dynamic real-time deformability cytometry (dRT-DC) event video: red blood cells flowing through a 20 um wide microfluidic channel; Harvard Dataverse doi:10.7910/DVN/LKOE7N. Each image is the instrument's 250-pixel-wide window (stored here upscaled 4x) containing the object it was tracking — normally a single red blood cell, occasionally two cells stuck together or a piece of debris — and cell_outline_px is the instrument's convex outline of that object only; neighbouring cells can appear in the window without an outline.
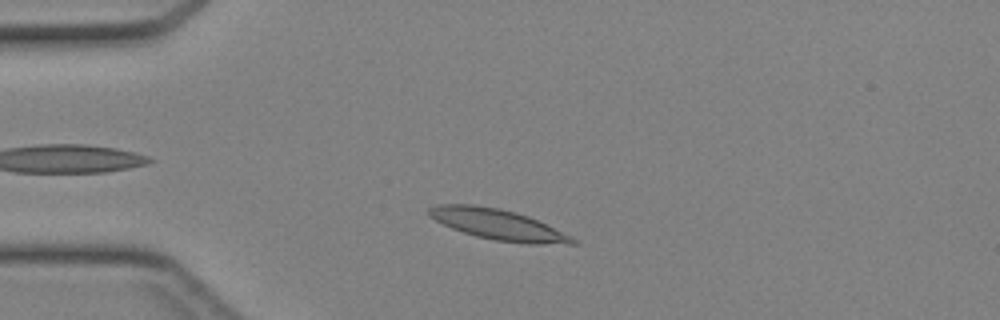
{"species": "Egyptian fruit bat (a non-hibernating species)", "species_latin": "Rousettus aegyptiacus", "temperature_condition": "cold", "stored_images_in_passage": 39, "camera_frame_rate_fps": 3000, "um_per_image_px": 0.085, "animal": {"sex": "female"}, "frame": {"image": 1, "passage_image": 6, "time_ms": 1.667, "image_size_px": [1000, 320], "cell_outline_px": [[576, 244], [528, 244], [496, 240], [476, 236], [452, 228], [428, 216], [428, 208], [436, 204], [472, 204], [500, 208], [516, 212], [528, 216], [572, 236], [576, 240]], "centroid_in_image_um": [42.32, 19.07], "position_along_channel_um": 42.7, "area_um2": 25.49}}
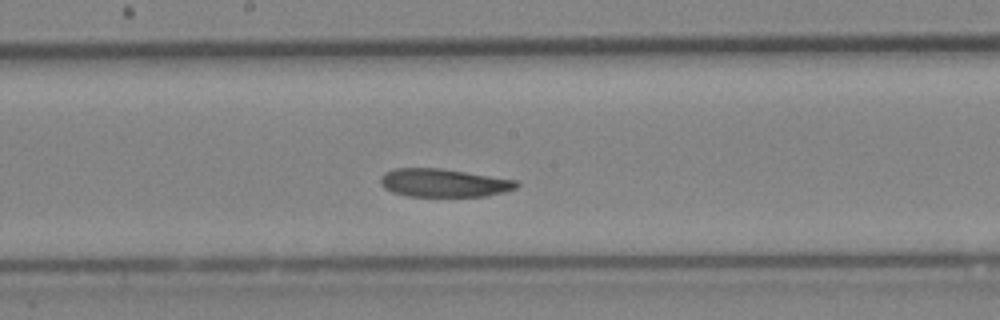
{"frame": {"image": 2, "passage_image": 19, "time_ms": 6.0, "image_size_px": [1000, 320], "cell_outline_px": [[520, 184], [516, 188], [504, 192], [484, 196], [408, 196], [392, 192], [384, 188], [380, 184], [380, 176], [384, 172], [396, 168], [440, 168], [516, 180]], "centroid_in_image_um": [37.68, 15.54], "position_along_channel_um": 210.5, "area_um2": 22.31}}
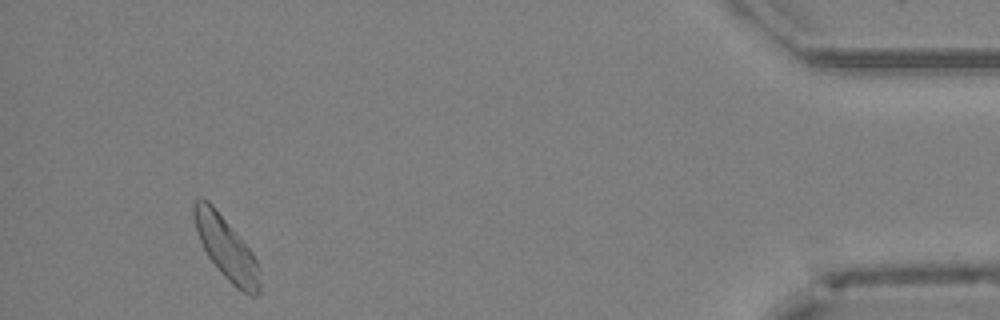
{"frame": {"image": 3, "passage_image": 37, "time_ms": 12.0, "image_size_px": [1000, 320], "cell_outline_px": [[260, 292], [256, 296], [248, 296], [232, 284], [220, 272], [208, 256], [196, 232], [192, 212], [192, 204], [196, 200], [208, 200], [212, 204], [252, 252], [260, 268]], "centroid_in_image_um": [19.24, 21.13], "position_along_channel_um": 416.0, "area_um2": 23.76}}